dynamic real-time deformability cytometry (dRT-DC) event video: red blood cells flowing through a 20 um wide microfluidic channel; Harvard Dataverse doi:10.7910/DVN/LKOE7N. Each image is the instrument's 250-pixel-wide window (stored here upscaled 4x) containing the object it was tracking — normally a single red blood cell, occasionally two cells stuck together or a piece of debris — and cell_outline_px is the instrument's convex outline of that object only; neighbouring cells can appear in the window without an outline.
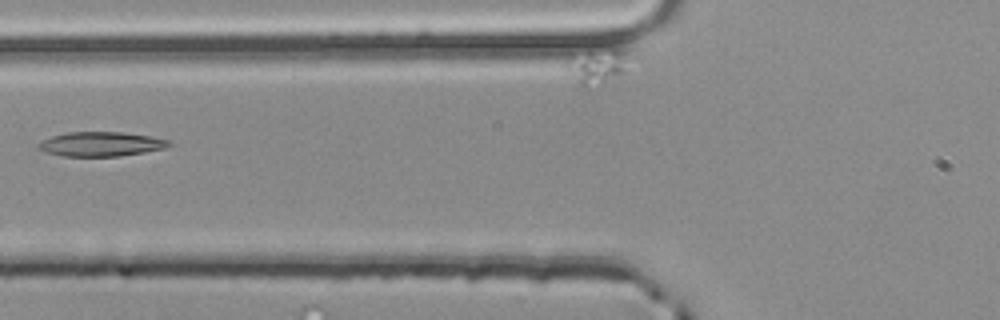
{"species": "common noctule bat (a hibernating species)", "species_latin": "Nyctalus noctula", "temperature_condition": "room temperature", "stored_images_in_passage": 3, "camera_frame_rate_fps": 3000, "um_per_image_px": 0.085, "animal": {"sex": "male", "body_mass_g": 20.4}, "frame": {"image": 1, "passage_image": 2, "time_ms": 0.333, "image_size_px": [1000, 320], "cell_outline_px": [[172, 144], [164, 148], [144, 152], [120, 156], [60, 156], [36, 148], [36, 144], [40, 140], [52, 136], [68, 132], [124, 132], [148, 136], [168, 140]], "centroid_in_image_um": [8.52, 12.24], "position_along_channel_um": 117.3, "area_um2": 18.55}}